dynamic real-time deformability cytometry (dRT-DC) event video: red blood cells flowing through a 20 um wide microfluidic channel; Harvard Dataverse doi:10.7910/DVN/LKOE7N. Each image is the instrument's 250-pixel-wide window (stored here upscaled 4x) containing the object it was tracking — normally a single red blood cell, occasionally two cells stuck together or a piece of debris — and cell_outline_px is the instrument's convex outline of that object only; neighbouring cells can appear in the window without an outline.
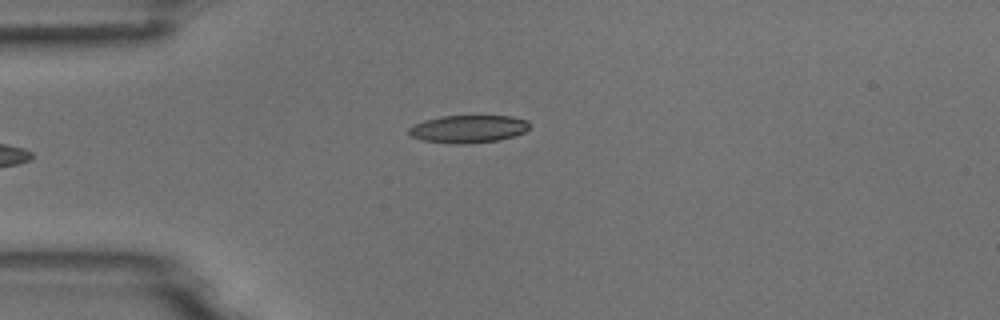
{"species": "common noctule bat (a hibernating species)", "species_latin": "Nyctalus noctula", "temperature_condition": "room temperature", "stored_images_in_passage": 2, "camera_frame_rate_fps": 3000, "um_per_image_px": 0.085, "animal": {"sex": "male", "body_mass_g": 18.8}, "frame": {"image": 1, "passage_image": 2, "time_ms": 1.0, "image_size_px": [1000, 320], "cell_outline_px": [[532, 124], [524, 132], [512, 136], [496, 140], [464, 144], [456, 144], [420, 140], [412, 136], [408, 132], [408, 128], [424, 120], [440, 116], [512, 116], [528, 120]], "centroid_in_image_um": [39.8, 10.95], "position_along_channel_um": 45.2, "area_um2": 19.42}}